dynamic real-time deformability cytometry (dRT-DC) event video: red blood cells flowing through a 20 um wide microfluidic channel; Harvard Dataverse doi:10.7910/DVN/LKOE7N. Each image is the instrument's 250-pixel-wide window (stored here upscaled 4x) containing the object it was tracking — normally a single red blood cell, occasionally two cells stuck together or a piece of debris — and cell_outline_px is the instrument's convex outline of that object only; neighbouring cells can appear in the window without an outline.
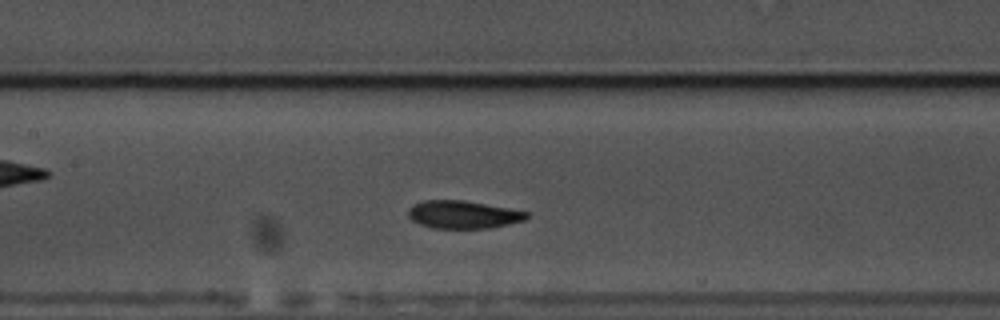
{"species": "common noctule bat (a hibernating species)", "species_latin": "Nyctalus noctula", "temperature_condition": "warm", "stored_images_in_passage": 38, "camera_frame_rate_fps": 3000, "um_per_image_px": 0.085, "animal": {"sex": "male", "body_mass_g": 17.5, "forearm_length_mm": 52.3}, "frame": {"image": 1, "passage_image": 11, "time_ms": 3.333, "image_size_px": [1000, 320], "cell_outline_px": [[532, 212], [524, 220], [492, 228], [432, 228], [420, 224], [412, 220], [408, 216], [408, 208], [424, 200], [464, 200]], "centroid_in_image_um": [39.39, 18.24], "position_along_channel_um": 168.0, "area_um2": 19.25}}
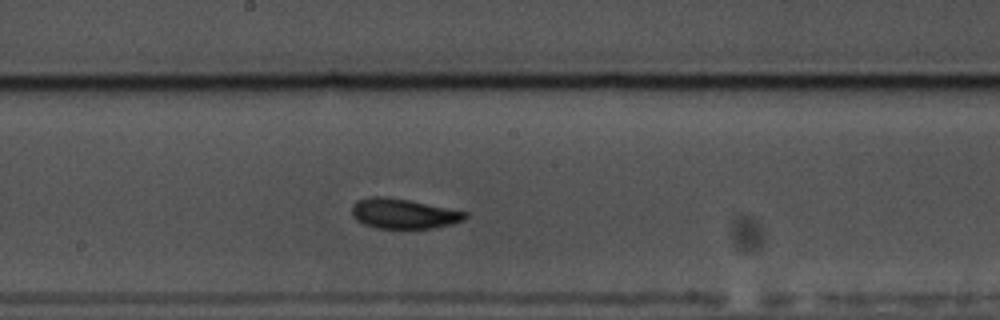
{"frame": {"image": 2, "passage_image": 15, "time_ms": 4.667, "image_size_px": [1000, 320], "cell_outline_px": [[468, 216], [464, 220], [452, 224], [432, 228], [376, 228], [364, 224], [356, 220], [352, 216], [352, 204], [356, 200], [372, 196], [388, 196], [468, 212]], "centroid_in_image_um": [34.27, 18.15], "position_along_channel_um": 213.9, "area_um2": 19.88}}
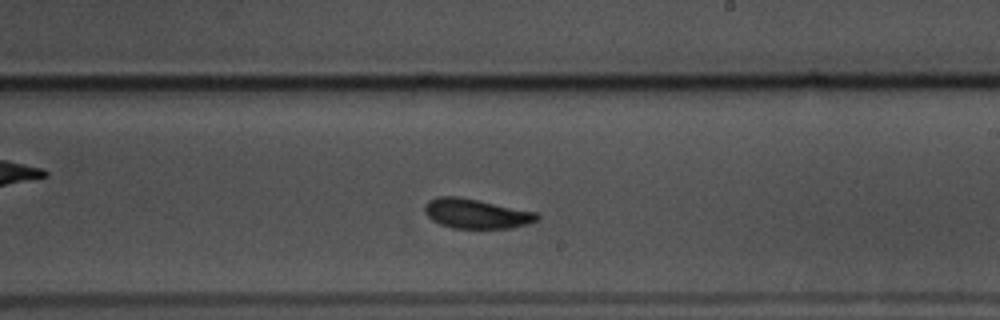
{"frame": {"image": 3, "passage_image": 18, "time_ms": 5.667, "image_size_px": [1000, 320], "cell_outline_px": [[540, 220], [528, 224], [512, 228], [452, 228], [440, 224], [432, 220], [424, 212], [424, 204], [428, 200], [436, 196], [460, 196], [536, 212], [540, 216]], "centroid_in_image_um": [40.47, 18.15], "position_along_channel_um": 248.5, "area_um2": 19.65}, "authors_computed_cell_mechanics": {"area_um2": 19.7387, "velocity_mm_per_s": 3.4665, "shape_relaxation_time_tau1_ms": 3.5645, "shape_relaxation_time_tau2_ms": 1.8066, "deformation_change_tau1": 0.1059, "deformation_change_tau2": 0.0745}}